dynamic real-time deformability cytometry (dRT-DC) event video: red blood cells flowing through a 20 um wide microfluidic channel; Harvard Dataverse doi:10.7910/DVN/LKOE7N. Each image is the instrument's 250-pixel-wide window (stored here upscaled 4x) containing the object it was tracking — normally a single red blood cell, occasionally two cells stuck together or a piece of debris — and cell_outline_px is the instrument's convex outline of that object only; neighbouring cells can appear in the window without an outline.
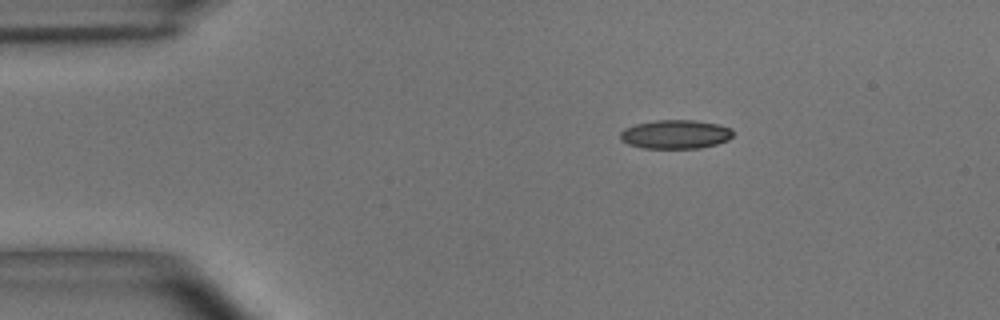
{"species": "common noctule bat (a hibernating species)", "species_latin": "Nyctalus noctula", "temperature_condition": "room temperature", "stored_images_in_passage": 46, "camera_frame_rate_fps": 3000, "um_per_image_px": 0.085, "animal": {"sex": "male", "body_mass_g": 15.6}, "frame": {"image": 1, "passage_image": 1, "time_ms": 0.0, "image_size_px": [1000, 320], "cell_outline_px": [[732, 136], [728, 140], [716, 144], [700, 148], [644, 148], [628, 144], [620, 140], [620, 132], [624, 128], [636, 124], [656, 120], [692, 120], [716, 124], [732, 128]], "centroid_in_image_um": [57.39, 11.42], "position_along_channel_um": 27.6, "area_um2": 18.9}}
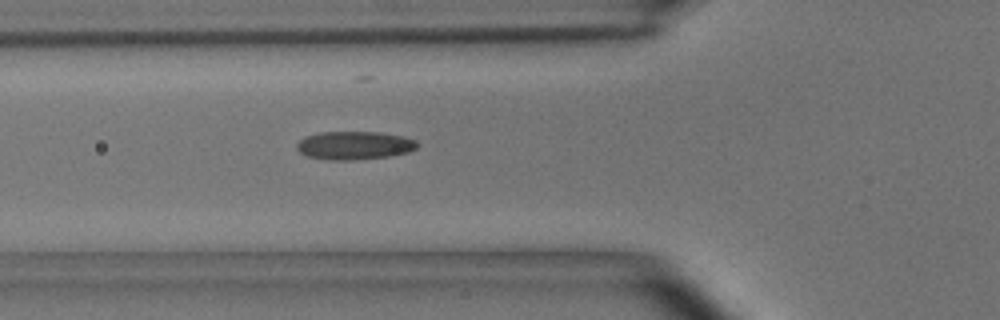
{"frame": {"image": 2, "passage_image": 11, "time_ms": 3.333, "image_size_px": [1000, 320], "cell_outline_px": [[420, 144], [416, 148], [408, 152], [388, 156], [352, 160], [328, 160], [304, 156], [296, 148], [296, 144], [304, 136], [320, 132], [380, 132], [404, 136], [416, 140]], "centroid_in_image_um": [30.1, 12.36], "position_along_channel_um": 95.7, "area_um2": 20.06}}
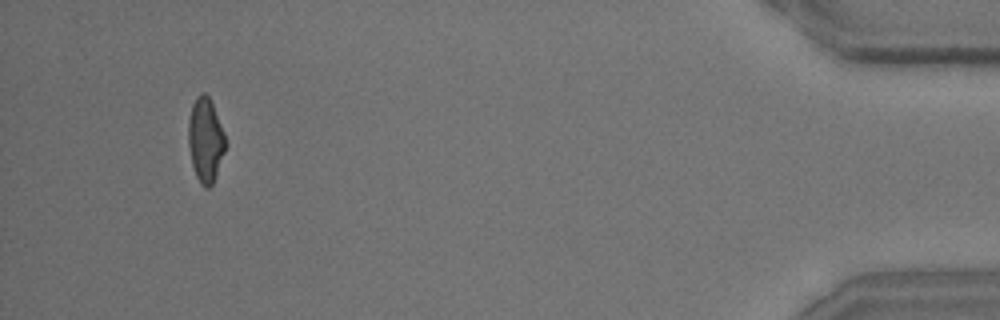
{"frame": {"image": 3, "passage_image": 43, "time_ms": 14.0, "image_size_px": [1000, 320], "cell_outline_px": [[228, 144], [216, 176], [212, 184], [208, 188], [204, 188], [200, 184], [196, 176], [192, 164], [188, 144], [188, 120], [192, 104], [196, 96], [200, 92], [204, 92], [208, 96], [212, 104], [224, 132]], "centroid_in_image_um": [17.47, 11.91], "position_along_channel_um": 417.7, "area_um2": 18.5}, "authors_computed_cell_mechanics": {"area_um2": 18.9584, "velocity_mm_per_s": 3.6876, "shape_relaxation_time_tau1_ms": 3.7612, "shape_relaxation_time_tau2_ms": 1.6747, "deformation_change_tau1": 0.1491, "deformation_change_tau2": 0.1038}}